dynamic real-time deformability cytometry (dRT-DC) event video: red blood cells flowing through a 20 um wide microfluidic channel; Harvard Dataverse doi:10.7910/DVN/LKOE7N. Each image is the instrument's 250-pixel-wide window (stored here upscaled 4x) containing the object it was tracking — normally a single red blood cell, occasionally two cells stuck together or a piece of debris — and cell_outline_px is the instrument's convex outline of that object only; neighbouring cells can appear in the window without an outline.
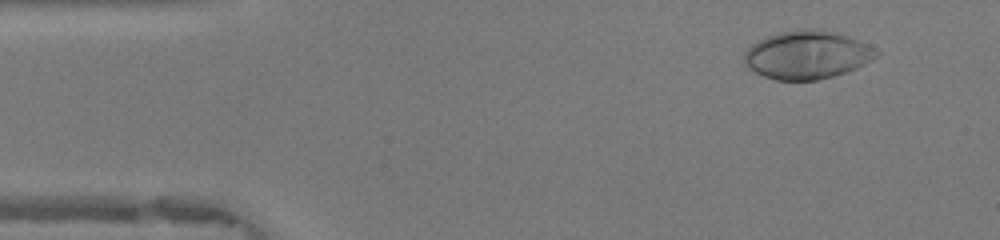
{"species": "human", "species_latin": "Homo sapiens", "temperature_condition": "warm", "stored_images_in_passage": 47, "camera_frame_rate_fps": 3000, "um_per_image_px": 0.085, "donor": {"sex": "female"}, "frame": {"image": 1, "passage_image": 4, "time_ms": 1.0, "image_size_px": [1000, 240], "cell_outline_px": [[880, 52], [876, 56], [856, 68], [832, 76], [816, 80], [776, 80], [764, 76], [748, 68], [744, 64], [744, 52], [752, 44], [768, 36], [780, 32], [804, 28], [820, 28], [856, 40]], "centroid_in_image_um": [68.53, 4.66], "position_along_channel_um": 16.5, "area_um2": 36.53}}
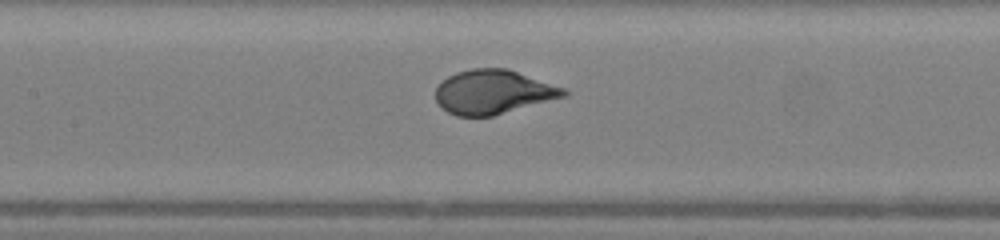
{"frame": {"image": 2, "passage_image": 21, "time_ms": 6.667, "image_size_px": [1000, 240], "cell_outline_px": [[568, 96], [492, 116], [456, 116], [448, 112], [436, 100], [436, 88], [448, 76], [456, 72], [472, 68], [508, 68], [564, 88], [568, 92]], "centroid_in_image_um": [41.95, 7.81], "position_along_channel_um": 165.5, "area_um2": 32.83}}
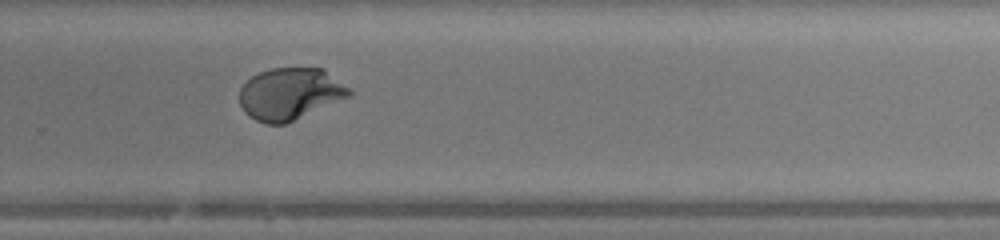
{"frame": {"image": 3, "passage_image": 31, "time_ms": 10.0, "image_size_px": [1000, 240], "cell_outline_px": [[352, 96], [284, 124], [264, 124], [248, 116], [244, 112], [240, 104], [240, 88], [252, 76], [260, 72], [272, 68], [324, 68], [352, 88]], "centroid_in_image_um": [24.69, 7.97], "position_along_channel_um": 305.1, "area_um2": 33.47}, "authors_computed_cell_mechanics": {"area_um2": 33.7552, "velocity_mm_per_s": 4.1988, "shape_relaxation_time_tau1_ms": 3.4849, "shape_relaxation_time_tau2_ms": null, "deformation_change_tau1": 0.2336, "deformation_change_tau2": null}}